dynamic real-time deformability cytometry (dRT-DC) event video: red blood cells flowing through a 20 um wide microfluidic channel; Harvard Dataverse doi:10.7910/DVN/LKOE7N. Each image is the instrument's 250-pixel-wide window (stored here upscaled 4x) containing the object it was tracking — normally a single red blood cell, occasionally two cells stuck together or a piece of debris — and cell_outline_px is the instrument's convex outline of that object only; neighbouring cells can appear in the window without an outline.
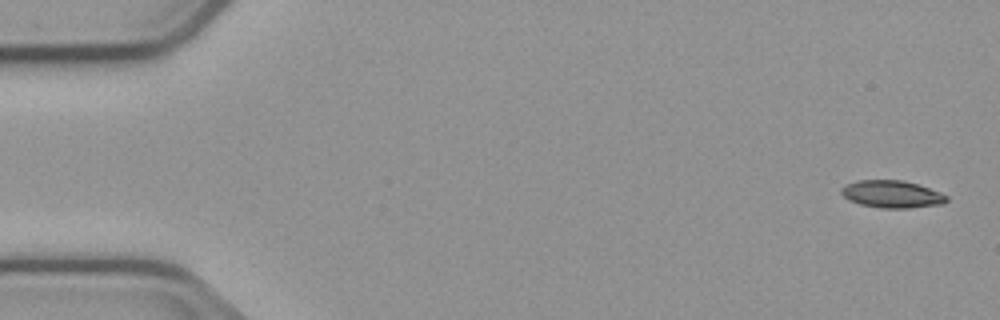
{"species": "common noctule bat (a hibernating species)", "species_latin": "Nyctalus noctula", "temperature_condition": "cold", "stored_images_in_passage": 6, "camera_frame_rate_fps": 3000, "um_per_image_px": 0.085, "animal": {"sex": "male", "body_mass_g": 23.1, "forearm_length_mm": 52.7}, "frame": {"image": 1, "passage_image": 1, "time_ms": 0.0, "image_size_px": [1000, 320], "cell_outline_px": [[948, 200], [944, 204], [908, 208], [880, 208], [860, 204], [848, 200], [840, 192], [840, 188], [848, 184], [860, 180], [904, 180], [940, 192], [948, 196]], "centroid_in_image_um": [75.82, 16.51], "position_along_channel_um": 9.2, "area_um2": 16.76}}